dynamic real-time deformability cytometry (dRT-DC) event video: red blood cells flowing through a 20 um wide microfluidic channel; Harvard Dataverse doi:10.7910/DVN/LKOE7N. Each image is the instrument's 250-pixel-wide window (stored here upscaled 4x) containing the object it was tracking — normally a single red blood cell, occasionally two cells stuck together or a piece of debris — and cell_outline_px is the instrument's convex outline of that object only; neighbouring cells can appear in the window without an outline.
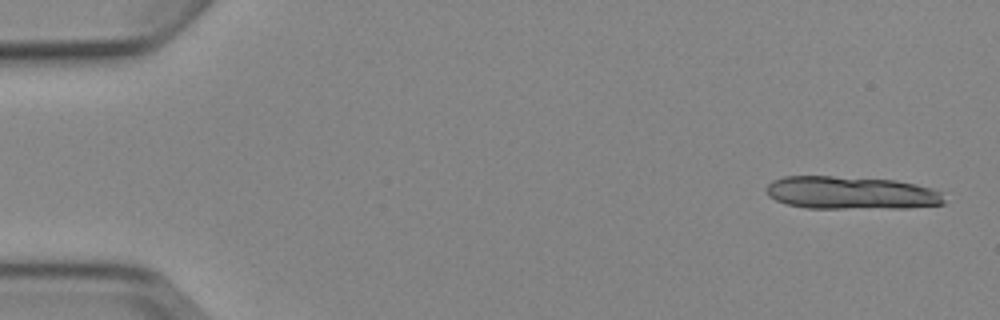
{"species": "Egyptian fruit bat (a non-hibernating species)", "species_latin": "Rousettus aegyptiacus", "temperature_condition": "cold", "stored_images_in_passage": 5, "camera_frame_rate_fps": 3000, "um_per_image_px": 0.085, "animal": {"sex": "female"}, "frame": {"image": 1, "passage_image": 1, "time_ms": 0.0, "image_size_px": [1000, 320], "cell_outline_px": [[944, 204], [908, 208], [808, 208], [788, 204], [776, 200], [768, 196], [764, 188], [772, 180], [784, 176], [832, 176], [896, 180], [916, 184], [932, 188], [940, 192], [944, 200]], "centroid_in_image_um": [72.32, 16.39], "position_along_channel_um": 12.7, "area_um2": 34.28}}